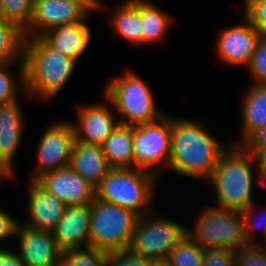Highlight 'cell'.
Returning <instances> with one entry per match:
<instances>
[{
    "mask_svg": "<svg viewBox=\"0 0 266 266\" xmlns=\"http://www.w3.org/2000/svg\"><path fill=\"white\" fill-rule=\"evenodd\" d=\"M206 128L201 121L172 116L169 170L203 183L211 177L220 157L230 146Z\"/></svg>",
    "mask_w": 266,
    "mask_h": 266,
    "instance_id": "6da1fadb",
    "label": "cell"
},
{
    "mask_svg": "<svg viewBox=\"0 0 266 266\" xmlns=\"http://www.w3.org/2000/svg\"><path fill=\"white\" fill-rule=\"evenodd\" d=\"M23 64L25 97L47 101L65 87L77 62L62 55L38 36L26 37Z\"/></svg>",
    "mask_w": 266,
    "mask_h": 266,
    "instance_id": "7a4b0ae2",
    "label": "cell"
},
{
    "mask_svg": "<svg viewBox=\"0 0 266 266\" xmlns=\"http://www.w3.org/2000/svg\"><path fill=\"white\" fill-rule=\"evenodd\" d=\"M254 155L232 145L222 154L211 177L205 182L215 192L217 207L243 211L253 201L254 178L261 186ZM256 169V171H255ZM256 172V175H254Z\"/></svg>",
    "mask_w": 266,
    "mask_h": 266,
    "instance_id": "3957f363",
    "label": "cell"
},
{
    "mask_svg": "<svg viewBox=\"0 0 266 266\" xmlns=\"http://www.w3.org/2000/svg\"><path fill=\"white\" fill-rule=\"evenodd\" d=\"M158 177L138 168H112L95 189L102 201L129 209L139 216L152 212Z\"/></svg>",
    "mask_w": 266,
    "mask_h": 266,
    "instance_id": "277c9868",
    "label": "cell"
},
{
    "mask_svg": "<svg viewBox=\"0 0 266 266\" xmlns=\"http://www.w3.org/2000/svg\"><path fill=\"white\" fill-rule=\"evenodd\" d=\"M104 97L110 101L116 115L121 116L118 119L122 125L146 124L166 114L154 103L149 85L130 69L107 83Z\"/></svg>",
    "mask_w": 266,
    "mask_h": 266,
    "instance_id": "5b68a950",
    "label": "cell"
},
{
    "mask_svg": "<svg viewBox=\"0 0 266 266\" xmlns=\"http://www.w3.org/2000/svg\"><path fill=\"white\" fill-rule=\"evenodd\" d=\"M90 207L89 248L105 253L128 249L140 216L96 196Z\"/></svg>",
    "mask_w": 266,
    "mask_h": 266,
    "instance_id": "8992f818",
    "label": "cell"
},
{
    "mask_svg": "<svg viewBox=\"0 0 266 266\" xmlns=\"http://www.w3.org/2000/svg\"><path fill=\"white\" fill-rule=\"evenodd\" d=\"M195 220L194 228L187 227V235L203 249L239 250L248 245L245 239L241 211L206 206Z\"/></svg>",
    "mask_w": 266,
    "mask_h": 266,
    "instance_id": "52a82bcc",
    "label": "cell"
},
{
    "mask_svg": "<svg viewBox=\"0 0 266 266\" xmlns=\"http://www.w3.org/2000/svg\"><path fill=\"white\" fill-rule=\"evenodd\" d=\"M186 229L185 225L163 215L147 213L139 217L128 249L155 262H163L187 234Z\"/></svg>",
    "mask_w": 266,
    "mask_h": 266,
    "instance_id": "ba28073f",
    "label": "cell"
},
{
    "mask_svg": "<svg viewBox=\"0 0 266 266\" xmlns=\"http://www.w3.org/2000/svg\"><path fill=\"white\" fill-rule=\"evenodd\" d=\"M172 116L133 126L134 168L146 170L159 177L168 169L171 153ZM161 168V169H160Z\"/></svg>",
    "mask_w": 266,
    "mask_h": 266,
    "instance_id": "9c48e42d",
    "label": "cell"
},
{
    "mask_svg": "<svg viewBox=\"0 0 266 266\" xmlns=\"http://www.w3.org/2000/svg\"><path fill=\"white\" fill-rule=\"evenodd\" d=\"M50 124L39 140L37 164L30 176V181H35L46 172L56 171L70 165L75 143L72 122L64 120Z\"/></svg>",
    "mask_w": 266,
    "mask_h": 266,
    "instance_id": "30bf717a",
    "label": "cell"
},
{
    "mask_svg": "<svg viewBox=\"0 0 266 266\" xmlns=\"http://www.w3.org/2000/svg\"><path fill=\"white\" fill-rule=\"evenodd\" d=\"M90 13L80 0L34 1L31 23L24 33L38 37L55 27L83 22Z\"/></svg>",
    "mask_w": 266,
    "mask_h": 266,
    "instance_id": "8fae6325",
    "label": "cell"
},
{
    "mask_svg": "<svg viewBox=\"0 0 266 266\" xmlns=\"http://www.w3.org/2000/svg\"><path fill=\"white\" fill-rule=\"evenodd\" d=\"M107 103L81 104L76 108L77 122L72 123L75 141L101 146L120 124L113 106Z\"/></svg>",
    "mask_w": 266,
    "mask_h": 266,
    "instance_id": "7c38bea8",
    "label": "cell"
},
{
    "mask_svg": "<svg viewBox=\"0 0 266 266\" xmlns=\"http://www.w3.org/2000/svg\"><path fill=\"white\" fill-rule=\"evenodd\" d=\"M35 182L67 206L88 205L96 196L95 188L70 166L42 174Z\"/></svg>",
    "mask_w": 266,
    "mask_h": 266,
    "instance_id": "4fadbf2b",
    "label": "cell"
},
{
    "mask_svg": "<svg viewBox=\"0 0 266 266\" xmlns=\"http://www.w3.org/2000/svg\"><path fill=\"white\" fill-rule=\"evenodd\" d=\"M15 237L19 239L17 253L25 266H60L62 251L52 232L18 222Z\"/></svg>",
    "mask_w": 266,
    "mask_h": 266,
    "instance_id": "5bb4252c",
    "label": "cell"
},
{
    "mask_svg": "<svg viewBox=\"0 0 266 266\" xmlns=\"http://www.w3.org/2000/svg\"><path fill=\"white\" fill-rule=\"evenodd\" d=\"M242 17L244 20L242 24L219 31L216 52L225 64L244 65L247 69L260 37L250 22Z\"/></svg>",
    "mask_w": 266,
    "mask_h": 266,
    "instance_id": "9a60e30c",
    "label": "cell"
},
{
    "mask_svg": "<svg viewBox=\"0 0 266 266\" xmlns=\"http://www.w3.org/2000/svg\"><path fill=\"white\" fill-rule=\"evenodd\" d=\"M22 111L19 100L0 105V167L11 178L15 176L14 157L26 126Z\"/></svg>",
    "mask_w": 266,
    "mask_h": 266,
    "instance_id": "2e32d148",
    "label": "cell"
},
{
    "mask_svg": "<svg viewBox=\"0 0 266 266\" xmlns=\"http://www.w3.org/2000/svg\"><path fill=\"white\" fill-rule=\"evenodd\" d=\"M91 207L67 206L63 216L52 231L62 252L89 248Z\"/></svg>",
    "mask_w": 266,
    "mask_h": 266,
    "instance_id": "e0dca14e",
    "label": "cell"
},
{
    "mask_svg": "<svg viewBox=\"0 0 266 266\" xmlns=\"http://www.w3.org/2000/svg\"><path fill=\"white\" fill-rule=\"evenodd\" d=\"M26 219L21 222L32 228L52 232L63 216L67 205L47 193L35 181L29 182Z\"/></svg>",
    "mask_w": 266,
    "mask_h": 266,
    "instance_id": "ac0fdd59",
    "label": "cell"
},
{
    "mask_svg": "<svg viewBox=\"0 0 266 266\" xmlns=\"http://www.w3.org/2000/svg\"><path fill=\"white\" fill-rule=\"evenodd\" d=\"M88 19L83 22L61 25L46 31L41 37L55 50L78 62L88 49L92 31Z\"/></svg>",
    "mask_w": 266,
    "mask_h": 266,
    "instance_id": "d6986e66",
    "label": "cell"
},
{
    "mask_svg": "<svg viewBox=\"0 0 266 266\" xmlns=\"http://www.w3.org/2000/svg\"><path fill=\"white\" fill-rule=\"evenodd\" d=\"M95 189L112 169L102 147L75 141L69 165Z\"/></svg>",
    "mask_w": 266,
    "mask_h": 266,
    "instance_id": "ffe728a7",
    "label": "cell"
},
{
    "mask_svg": "<svg viewBox=\"0 0 266 266\" xmlns=\"http://www.w3.org/2000/svg\"><path fill=\"white\" fill-rule=\"evenodd\" d=\"M251 85L242 99V139L232 145L241 146L256 130L266 125V85Z\"/></svg>",
    "mask_w": 266,
    "mask_h": 266,
    "instance_id": "44dd1931",
    "label": "cell"
},
{
    "mask_svg": "<svg viewBox=\"0 0 266 266\" xmlns=\"http://www.w3.org/2000/svg\"><path fill=\"white\" fill-rule=\"evenodd\" d=\"M101 147L111 168H134L133 126L119 124Z\"/></svg>",
    "mask_w": 266,
    "mask_h": 266,
    "instance_id": "7402d4cb",
    "label": "cell"
},
{
    "mask_svg": "<svg viewBox=\"0 0 266 266\" xmlns=\"http://www.w3.org/2000/svg\"><path fill=\"white\" fill-rule=\"evenodd\" d=\"M121 4V5H120ZM115 7L111 23L120 37L132 45L142 44V24L139 12V0H124Z\"/></svg>",
    "mask_w": 266,
    "mask_h": 266,
    "instance_id": "603a6c76",
    "label": "cell"
},
{
    "mask_svg": "<svg viewBox=\"0 0 266 266\" xmlns=\"http://www.w3.org/2000/svg\"><path fill=\"white\" fill-rule=\"evenodd\" d=\"M139 12L142 24V45L163 40L173 22L172 17L147 0H139Z\"/></svg>",
    "mask_w": 266,
    "mask_h": 266,
    "instance_id": "cb8c5ba5",
    "label": "cell"
},
{
    "mask_svg": "<svg viewBox=\"0 0 266 266\" xmlns=\"http://www.w3.org/2000/svg\"><path fill=\"white\" fill-rule=\"evenodd\" d=\"M25 33L0 17V62H23Z\"/></svg>",
    "mask_w": 266,
    "mask_h": 266,
    "instance_id": "d4e9b609",
    "label": "cell"
},
{
    "mask_svg": "<svg viewBox=\"0 0 266 266\" xmlns=\"http://www.w3.org/2000/svg\"><path fill=\"white\" fill-rule=\"evenodd\" d=\"M14 64H16L19 69L17 71L18 74L15 77L9 70L10 66L12 67ZM18 90L21 93H25L23 62H0V105L13 103L16 100H19Z\"/></svg>",
    "mask_w": 266,
    "mask_h": 266,
    "instance_id": "484cf974",
    "label": "cell"
},
{
    "mask_svg": "<svg viewBox=\"0 0 266 266\" xmlns=\"http://www.w3.org/2000/svg\"><path fill=\"white\" fill-rule=\"evenodd\" d=\"M203 254L204 249L186 234L165 262L169 266H202Z\"/></svg>",
    "mask_w": 266,
    "mask_h": 266,
    "instance_id": "4316f807",
    "label": "cell"
},
{
    "mask_svg": "<svg viewBox=\"0 0 266 266\" xmlns=\"http://www.w3.org/2000/svg\"><path fill=\"white\" fill-rule=\"evenodd\" d=\"M34 0H2L0 17L25 31L31 23Z\"/></svg>",
    "mask_w": 266,
    "mask_h": 266,
    "instance_id": "83f0119b",
    "label": "cell"
},
{
    "mask_svg": "<svg viewBox=\"0 0 266 266\" xmlns=\"http://www.w3.org/2000/svg\"><path fill=\"white\" fill-rule=\"evenodd\" d=\"M108 253L85 248L62 252L60 266H106Z\"/></svg>",
    "mask_w": 266,
    "mask_h": 266,
    "instance_id": "f1b7e54d",
    "label": "cell"
},
{
    "mask_svg": "<svg viewBox=\"0 0 266 266\" xmlns=\"http://www.w3.org/2000/svg\"><path fill=\"white\" fill-rule=\"evenodd\" d=\"M243 16L261 39L266 40V0H243Z\"/></svg>",
    "mask_w": 266,
    "mask_h": 266,
    "instance_id": "f546056e",
    "label": "cell"
},
{
    "mask_svg": "<svg viewBox=\"0 0 266 266\" xmlns=\"http://www.w3.org/2000/svg\"><path fill=\"white\" fill-rule=\"evenodd\" d=\"M254 203L255 202H253L250 205V207L241 211V214H242L243 219H244V231H245V239L247 241V244H261V242H259L260 238L256 239V236L253 235L254 230H257V229L261 230L260 234L263 233L264 242L266 240V211L265 212H264V210L261 211V213H264L263 214L264 216L261 214L262 217H261V219H259L261 221H258L257 219H255V216H254L255 213H253V212H255L253 210L256 209V207L254 208ZM256 221H258L260 223H258Z\"/></svg>",
    "mask_w": 266,
    "mask_h": 266,
    "instance_id": "4dcf8cb0",
    "label": "cell"
},
{
    "mask_svg": "<svg viewBox=\"0 0 266 266\" xmlns=\"http://www.w3.org/2000/svg\"><path fill=\"white\" fill-rule=\"evenodd\" d=\"M253 84L266 85V40L259 39L250 64L247 66Z\"/></svg>",
    "mask_w": 266,
    "mask_h": 266,
    "instance_id": "1f68e13d",
    "label": "cell"
},
{
    "mask_svg": "<svg viewBox=\"0 0 266 266\" xmlns=\"http://www.w3.org/2000/svg\"><path fill=\"white\" fill-rule=\"evenodd\" d=\"M236 266H266V248L248 244L236 251Z\"/></svg>",
    "mask_w": 266,
    "mask_h": 266,
    "instance_id": "d6a6232c",
    "label": "cell"
},
{
    "mask_svg": "<svg viewBox=\"0 0 266 266\" xmlns=\"http://www.w3.org/2000/svg\"><path fill=\"white\" fill-rule=\"evenodd\" d=\"M155 261L132 252L130 249L108 253L106 266H152Z\"/></svg>",
    "mask_w": 266,
    "mask_h": 266,
    "instance_id": "836d02e7",
    "label": "cell"
},
{
    "mask_svg": "<svg viewBox=\"0 0 266 266\" xmlns=\"http://www.w3.org/2000/svg\"><path fill=\"white\" fill-rule=\"evenodd\" d=\"M202 266H236V251L222 248L204 249Z\"/></svg>",
    "mask_w": 266,
    "mask_h": 266,
    "instance_id": "e575fe53",
    "label": "cell"
},
{
    "mask_svg": "<svg viewBox=\"0 0 266 266\" xmlns=\"http://www.w3.org/2000/svg\"><path fill=\"white\" fill-rule=\"evenodd\" d=\"M247 152L255 154L266 149V125L256 130L242 145Z\"/></svg>",
    "mask_w": 266,
    "mask_h": 266,
    "instance_id": "d590c367",
    "label": "cell"
},
{
    "mask_svg": "<svg viewBox=\"0 0 266 266\" xmlns=\"http://www.w3.org/2000/svg\"><path fill=\"white\" fill-rule=\"evenodd\" d=\"M18 222L11 214L0 208V240L15 237Z\"/></svg>",
    "mask_w": 266,
    "mask_h": 266,
    "instance_id": "8d00e7d4",
    "label": "cell"
},
{
    "mask_svg": "<svg viewBox=\"0 0 266 266\" xmlns=\"http://www.w3.org/2000/svg\"><path fill=\"white\" fill-rule=\"evenodd\" d=\"M254 158L257 166V174L259 176L261 186H266V149L260 150L254 154Z\"/></svg>",
    "mask_w": 266,
    "mask_h": 266,
    "instance_id": "74e56055",
    "label": "cell"
},
{
    "mask_svg": "<svg viewBox=\"0 0 266 266\" xmlns=\"http://www.w3.org/2000/svg\"><path fill=\"white\" fill-rule=\"evenodd\" d=\"M1 266H25V263L15 251H9L3 259H1Z\"/></svg>",
    "mask_w": 266,
    "mask_h": 266,
    "instance_id": "f35d334b",
    "label": "cell"
},
{
    "mask_svg": "<svg viewBox=\"0 0 266 266\" xmlns=\"http://www.w3.org/2000/svg\"><path fill=\"white\" fill-rule=\"evenodd\" d=\"M82 4L90 11V12H95V11H106L108 8L105 6L103 3L104 0H80ZM106 9V10H104Z\"/></svg>",
    "mask_w": 266,
    "mask_h": 266,
    "instance_id": "ab89813d",
    "label": "cell"
},
{
    "mask_svg": "<svg viewBox=\"0 0 266 266\" xmlns=\"http://www.w3.org/2000/svg\"><path fill=\"white\" fill-rule=\"evenodd\" d=\"M9 178L13 179L0 167V182H3L4 180H7Z\"/></svg>",
    "mask_w": 266,
    "mask_h": 266,
    "instance_id": "60d3db41",
    "label": "cell"
},
{
    "mask_svg": "<svg viewBox=\"0 0 266 266\" xmlns=\"http://www.w3.org/2000/svg\"><path fill=\"white\" fill-rule=\"evenodd\" d=\"M10 250L4 249L0 247V266H1V259L4 258V256L9 252Z\"/></svg>",
    "mask_w": 266,
    "mask_h": 266,
    "instance_id": "b9f144b4",
    "label": "cell"
},
{
    "mask_svg": "<svg viewBox=\"0 0 266 266\" xmlns=\"http://www.w3.org/2000/svg\"><path fill=\"white\" fill-rule=\"evenodd\" d=\"M152 266H169L165 261L155 262Z\"/></svg>",
    "mask_w": 266,
    "mask_h": 266,
    "instance_id": "7bdbcfd3",
    "label": "cell"
}]
</instances>
